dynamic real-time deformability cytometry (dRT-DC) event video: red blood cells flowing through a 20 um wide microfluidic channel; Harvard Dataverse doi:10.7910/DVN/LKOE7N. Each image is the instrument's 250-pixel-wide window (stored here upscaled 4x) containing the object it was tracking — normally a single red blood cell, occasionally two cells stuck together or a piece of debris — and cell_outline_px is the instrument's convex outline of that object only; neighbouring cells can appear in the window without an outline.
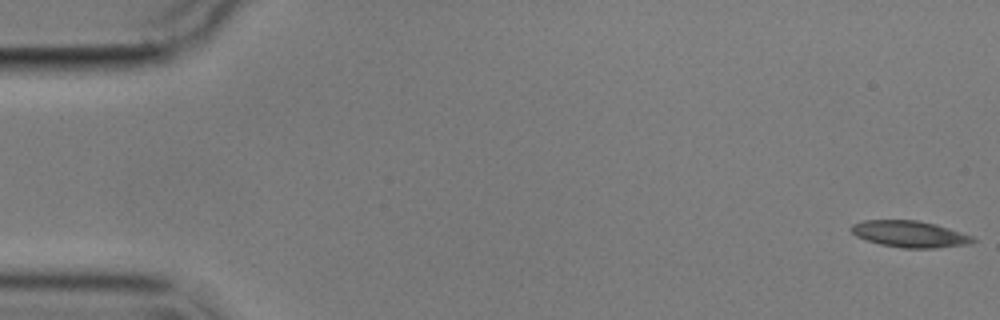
{"species": "common noctule bat (a hibernating species)", "species_latin": "Nyctalus noctula", "temperature_condition": "cold", "stored_images_in_passage": 5, "camera_frame_rate_fps": 3000, "um_per_image_px": 0.085, "animal": {"sex": "male", "body_mass_g": 17.9}, "frame": {"image": 1, "passage_image": 1, "time_ms": 0.0, "image_size_px": [1000, 320], "cell_outline_px": [[976, 240], [968, 244], [936, 248], [900, 248], [880, 244], [856, 236], [848, 228], [852, 224], [864, 220], [916, 220], [936, 224], [972, 236]], "centroid_in_image_um": [77.29, 19.89], "position_along_channel_um": 7.7, "area_um2": 18.73}}
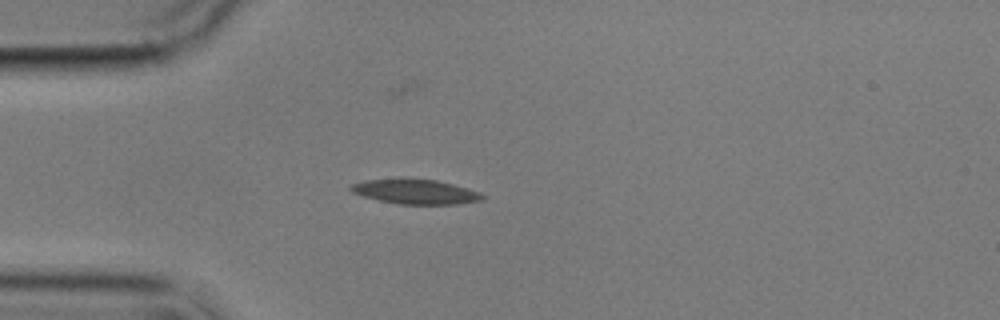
{"frame": {"image": 2, "passage_image": 5, "time_ms": 4.667, "image_size_px": [1000, 320], "cell_outline_px": [[488, 196], [484, 200], [456, 204], [400, 204], [380, 200], [364, 196], [352, 192], [348, 188], [352, 184], [364, 180], [436, 180], [468, 188], [480, 192]], "centroid_in_image_um": [35.39, 16.32], "position_along_channel_um": 49.6, "area_um2": 18.5}}